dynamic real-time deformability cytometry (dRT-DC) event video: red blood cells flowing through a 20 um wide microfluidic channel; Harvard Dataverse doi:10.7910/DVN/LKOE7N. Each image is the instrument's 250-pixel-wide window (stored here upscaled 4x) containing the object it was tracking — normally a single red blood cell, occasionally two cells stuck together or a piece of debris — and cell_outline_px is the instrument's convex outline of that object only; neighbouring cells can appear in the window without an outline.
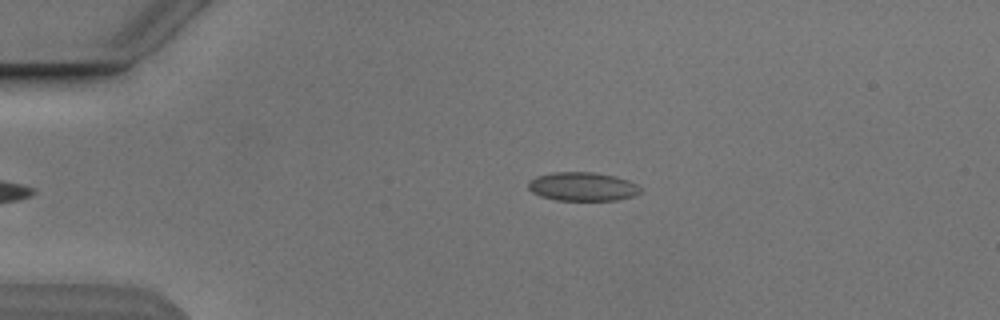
{"species": "Egyptian fruit bat (a non-hibernating species)", "species_latin": "Rousettus aegyptiacus", "temperature_condition": "cold", "stored_images_in_passage": 6, "camera_frame_rate_fps": 3000, "um_per_image_px": 0.085, "animal": {"sex": "male"}, "frame": {"image": 1, "passage_image": 6, "time_ms": 6.0, "image_size_px": [1000, 320], "cell_outline_px": [[644, 192], [636, 196], [616, 200], [556, 200], [540, 196], [532, 192], [528, 188], [528, 180], [536, 176], [552, 172], [592, 172], [616, 176], [628, 180], [644, 188]], "centroid_in_image_um": [49.56, 15.86], "position_along_channel_um": 35.4, "area_um2": 19.13}}